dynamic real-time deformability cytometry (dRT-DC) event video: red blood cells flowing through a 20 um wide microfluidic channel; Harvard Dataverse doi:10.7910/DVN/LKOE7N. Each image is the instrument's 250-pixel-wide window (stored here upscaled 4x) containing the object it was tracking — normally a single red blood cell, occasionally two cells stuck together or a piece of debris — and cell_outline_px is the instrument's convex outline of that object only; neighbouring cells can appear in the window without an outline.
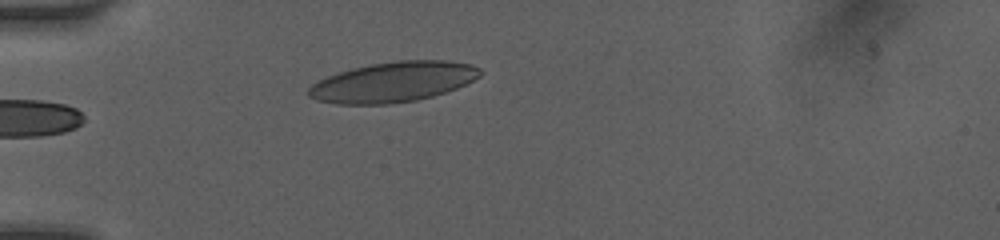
{"species": "human", "species_latin": "Homo sapiens", "temperature_condition": "room temperature", "stored_images_in_passage": 6, "camera_frame_rate_fps": 3000, "um_per_image_px": 0.085, "donor": {"sex": "female"}, "frame": {"image": 1, "passage_image": 6, "time_ms": 5.667, "image_size_px": [1000, 240], "cell_outline_px": [[484, 72], [480, 76], [456, 88], [432, 96], [416, 100], [388, 104], [336, 104], [316, 100], [308, 96], [308, 88], [316, 80], [352, 68], [372, 64], [396, 60], [448, 60], [472, 64], [480, 68]], "centroid_in_image_um": [33.41, 6.96], "position_along_channel_um": 51.6, "area_um2": 40.23}}